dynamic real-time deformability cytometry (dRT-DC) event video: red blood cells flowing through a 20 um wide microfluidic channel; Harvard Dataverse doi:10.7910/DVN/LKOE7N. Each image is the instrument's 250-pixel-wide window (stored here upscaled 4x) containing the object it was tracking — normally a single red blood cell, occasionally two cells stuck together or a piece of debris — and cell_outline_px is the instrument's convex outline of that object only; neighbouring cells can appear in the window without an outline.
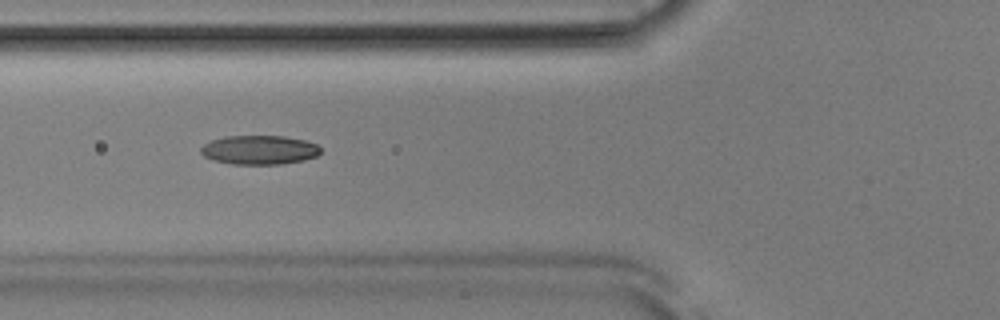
{"species": "Egyptian fruit bat (a non-hibernating species)", "species_latin": "Rousettus aegyptiacus", "temperature_condition": "room temperature", "stored_images_in_passage": 36, "camera_frame_rate_fps": 3000, "um_per_image_px": 0.085, "animal": {"sex": "male"}, "frame": {"image": 1, "passage_image": 3, "time_ms": 0.667, "image_size_px": [1000, 320], "cell_outline_px": [[320, 152], [316, 156], [304, 160], [280, 164], [232, 164], [212, 160], [204, 156], [200, 152], [200, 148], [204, 144], [212, 140], [224, 136], [284, 136], [304, 140], [316, 144], [320, 148]], "centroid_in_image_um": [22.02, 12.74], "position_along_channel_um": 103.8, "area_um2": 20.29}}
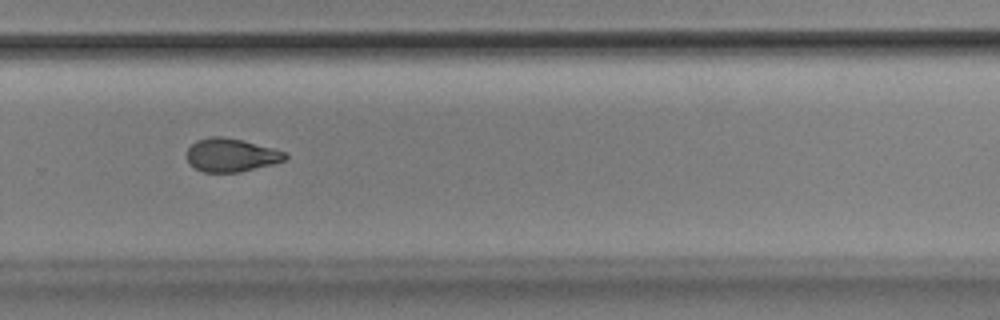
{"frame": {"image": 2, "passage_image": 19, "time_ms": 6.0, "image_size_px": [1000, 320], "cell_outline_px": [[288, 156], [284, 160], [272, 164], [240, 172], [204, 172], [188, 164], [184, 156], [188, 148], [196, 140], [208, 136], [220, 136], [240, 140], [272, 148], [284, 152]], "centroid_in_image_um": [19.56, 13.18], "position_along_channel_um": 310.2, "area_um2": 19.07}}
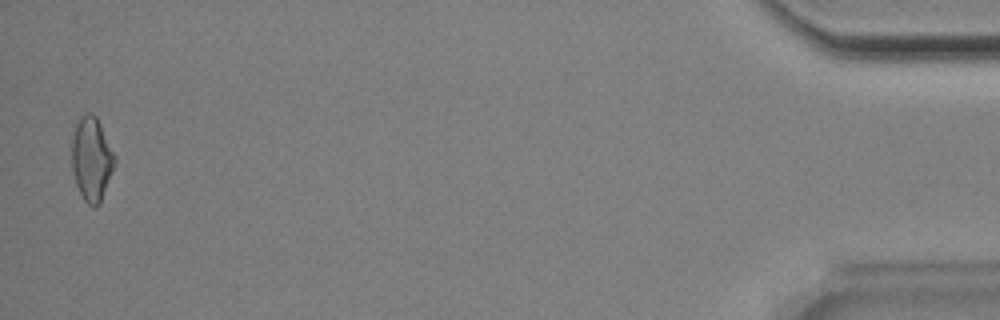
{"frame": {"image": 3, "passage_image": 35, "time_ms": 11.333, "image_size_px": [1000, 320], "cell_outline_px": [[116, 160], [100, 204], [96, 208], [92, 208], [84, 200], [76, 184], [72, 172], [72, 140], [76, 124], [80, 116], [84, 112], [92, 112], [96, 116], [116, 156]], "centroid_in_image_um": [7.78, 13.51], "position_along_channel_um": 427.4, "area_um2": 21.04}}